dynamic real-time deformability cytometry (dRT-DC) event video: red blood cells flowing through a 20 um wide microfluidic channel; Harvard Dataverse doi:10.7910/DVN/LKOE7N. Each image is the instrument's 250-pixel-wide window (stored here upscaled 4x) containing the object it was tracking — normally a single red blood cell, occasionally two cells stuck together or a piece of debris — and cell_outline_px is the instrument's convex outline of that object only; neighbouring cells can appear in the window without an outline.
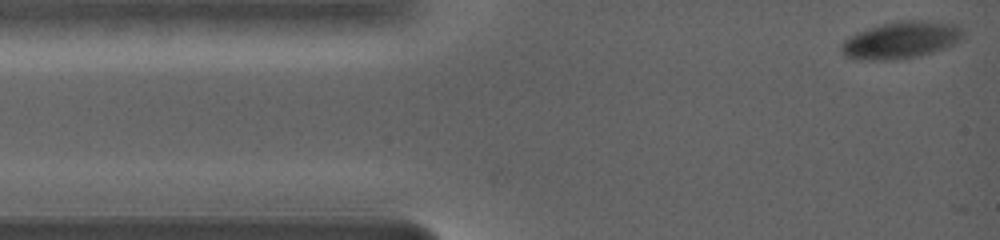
{"species": "common noctule bat (a hibernating species)", "species_latin": "Nyctalus noctula", "temperature_condition": "warm", "stored_images_in_passage": 30, "camera_frame_rate_fps": 5000, "um_per_image_px": 0.085, "animal": {"sex": "female", "body_mass_g": 19.0, "forearm_length_mm": 56.7}, "frame": {"image": 1, "passage_image": 1, "time_ms": 0.0, "image_size_px": [1000, 240], "cell_outline_px": [[964, 36], [960, 40], [944, 48], [920, 56], [896, 60], [852, 60], [844, 56], [840, 52], [840, 44], [848, 36], [868, 28], [880, 24], [896, 20], [928, 20], [956, 24], [964, 32]], "centroid_in_image_um": [76.53, 3.41], "position_along_channel_um": 8.5, "area_um2": 26.82}}
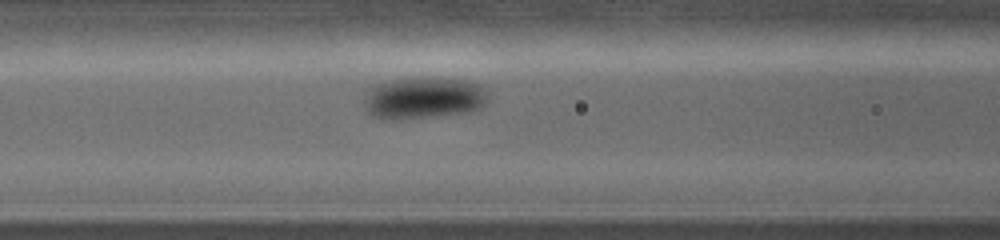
{"frame": {"image": 2, "passage_image": 13, "time_ms": 5.2, "image_size_px": [1000, 240], "cell_outline_px": [[488, 100], [480, 108], [468, 112], [400, 120], [392, 120], [372, 116], [368, 112], [364, 100], [364, 88], [396, 80], [464, 80], [480, 84], [488, 92]], "centroid_in_image_um": [35.99, 8.37], "position_along_channel_um": 130.6, "area_um2": 29.59}}
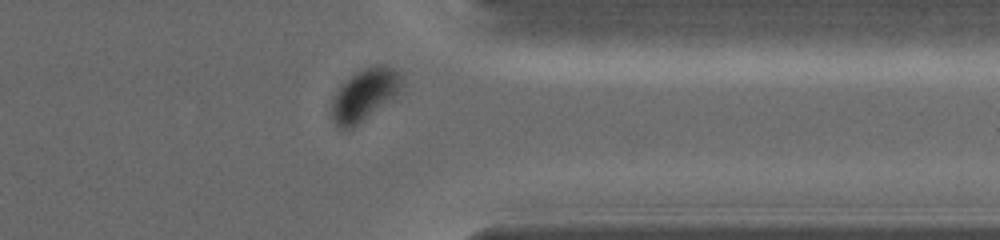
{"frame": {"image": 3, "passage_image": 26, "time_ms": 12.2, "image_size_px": [1000, 240], "cell_outline_px": [[400, 88], [392, 96], [352, 128], [340, 128], [332, 120], [328, 112], [332, 96], [356, 72], [364, 68], [380, 64], [384, 64], [392, 68], [400, 76]], "centroid_in_image_um": [30.87, 8.06], "position_along_channel_um": 380.5, "area_um2": 20.23}, "authors_computed_cell_mechanics": {"area_um2": 26.7903, "velocity_mm_per_s": 3.6181, "shape_relaxation_time_tau1_ms": 2.3884, "shape_relaxation_time_tau2_ms": null, "deformation_change_tau1": 0.1206, "deformation_change_tau2": null}}